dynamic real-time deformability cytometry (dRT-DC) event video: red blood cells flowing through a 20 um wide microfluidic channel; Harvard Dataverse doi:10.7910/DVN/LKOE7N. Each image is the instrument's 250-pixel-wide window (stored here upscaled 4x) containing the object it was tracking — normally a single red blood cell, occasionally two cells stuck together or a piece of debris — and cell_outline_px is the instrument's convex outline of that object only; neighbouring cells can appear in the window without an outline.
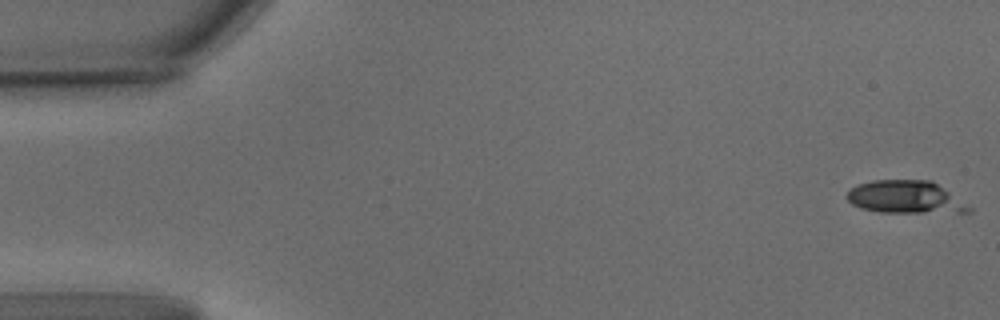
{"species": "common noctule bat (a hibernating species)", "species_latin": "Nyctalus noctula", "temperature_condition": "warm", "stored_images_in_passage": 3, "camera_frame_rate_fps": 3000, "um_per_image_px": 0.085, "animal": {"sex": "male", "body_mass_g": 15.6}, "frame": {"image": 1, "passage_image": 1, "time_ms": 0.0, "image_size_px": [1000, 320], "cell_outline_px": [[972, 212], [880, 212], [860, 208], [852, 204], [844, 196], [848, 188], [856, 184], [872, 180], [932, 180], [972, 208]], "centroid_in_image_um": [76.88, 16.74], "position_along_channel_um": 8.1, "area_um2": 23.29}}